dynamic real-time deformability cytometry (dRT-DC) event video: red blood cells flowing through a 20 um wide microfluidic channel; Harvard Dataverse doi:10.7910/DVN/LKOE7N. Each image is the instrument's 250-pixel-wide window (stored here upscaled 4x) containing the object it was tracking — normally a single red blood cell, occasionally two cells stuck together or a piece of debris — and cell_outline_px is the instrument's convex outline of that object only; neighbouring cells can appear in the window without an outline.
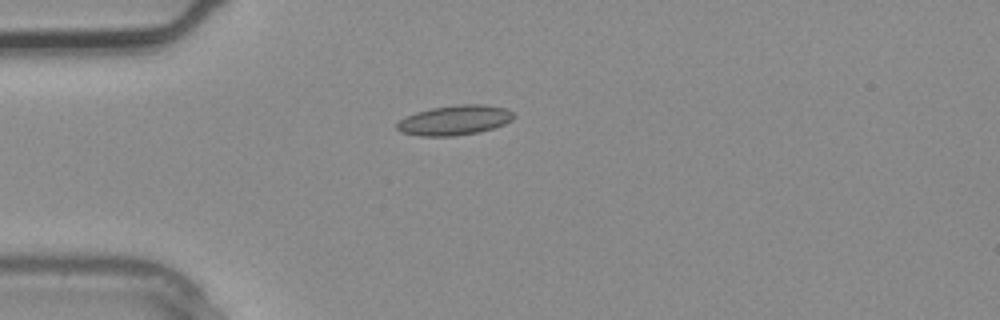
{"species": "common noctule bat (a hibernating species)", "species_latin": "Nyctalus noctula", "temperature_condition": "warm", "stored_images_in_passage": 2, "camera_frame_rate_fps": 3000, "um_per_image_px": 0.085, "animal": {"sex": "male", "body_mass_g": 20.4}, "frame": {"image": 1, "passage_image": 2, "time_ms": 0.333, "image_size_px": [1000, 320], "cell_outline_px": [[516, 116], [512, 120], [504, 124], [492, 128], [476, 132], [452, 136], [420, 136], [400, 132], [396, 128], [396, 124], [404, 116], [416, 112], [432, 108], [456, 104], [484, 104], [504, 108], [512, 112]], "centroid_in_image_um": [38.61, 10.21], "position_along_channel_um": 46.4, "area_um2": 20.29}}